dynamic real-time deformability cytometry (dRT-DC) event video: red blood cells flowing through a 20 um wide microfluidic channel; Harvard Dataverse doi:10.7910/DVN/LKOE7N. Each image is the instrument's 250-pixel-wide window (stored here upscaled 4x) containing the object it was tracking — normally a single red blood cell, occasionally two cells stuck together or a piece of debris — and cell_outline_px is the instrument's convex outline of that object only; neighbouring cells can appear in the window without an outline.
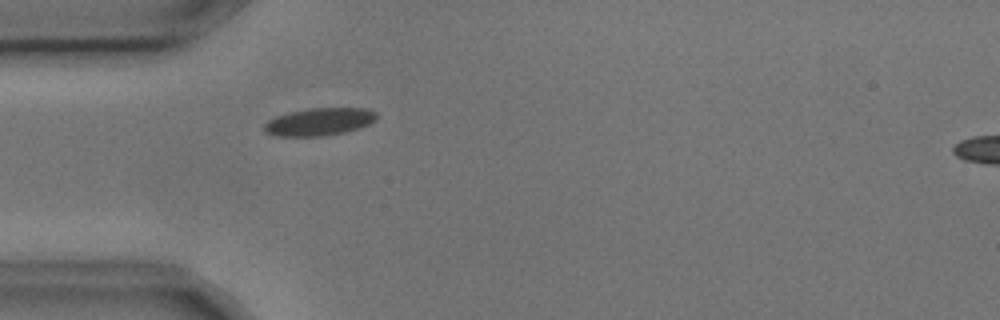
{"species": "common noctule bat (a hibernating species)", "species_latin": "Nyctalus noctula", "temperature_condition": "cold", "stored_images_in_passage": 1, "camera_frame_rate_fps": 3000, "um_per_image_px": 0.085, "animal": {"sex": "male", "body_mass_g": 17.9, "forearm_length_mm": 54.2}, "frame": {"image": 1, "passage_image": 1, "time_ms": 0.0, "image_size_px": [1000, 320], "cell_outline_px": [[376, 120], [360, 128], [344, 132], [324, 136], [276, 136], [264, 132], [264, 124], [268, 120], [276, 116], [288, 112], [308, 108], [368, 108], [376, 112]], "centroid_in_image_um": [27.13, 10.34], "position_along_channel_um": 57.9, "area_um2": 18.21}}